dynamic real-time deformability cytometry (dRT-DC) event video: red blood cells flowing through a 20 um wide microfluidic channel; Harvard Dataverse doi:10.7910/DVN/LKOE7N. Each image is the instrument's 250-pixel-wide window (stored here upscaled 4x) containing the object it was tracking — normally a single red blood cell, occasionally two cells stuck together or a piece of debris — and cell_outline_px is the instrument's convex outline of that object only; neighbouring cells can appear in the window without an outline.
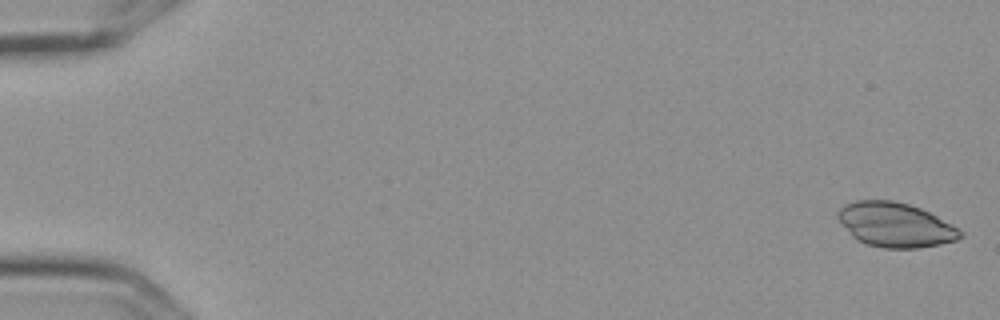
{"species": "Egyptian fruit bat (a non-hibernating species)", "species_latin": "Rousettus aegyptiacus", "temperature_condition": "cold", "stored_images_in_passage": 5, "camera_frame_rate_fps": 3000, "um_per_image_px": 0.085, "frame": {"image": 1, "passage_image": 1, "time_ms": 0.0, "image_size_px": [1000, 320], "cell_outline_px": [[964, 236], [956, 240], [940, 244], [916, 248], [884, 248], [864, 244], [856, 240], [852, 236], [836, 216], [836, 212], [844, 204], [856, 200], [892, 200], [908, 204], [920, 208], [952, 224], [964, 232]], "centroid_in_image_um": [76.09, 19.11], "position_along_channel_um": 8.9, "area_um2": 31.79}}
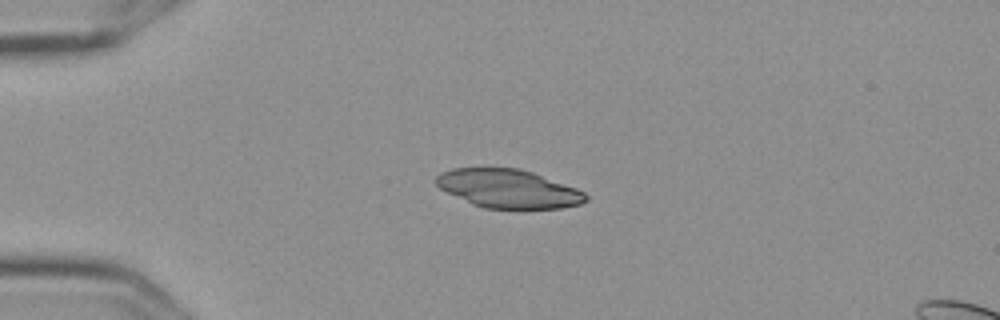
{"frame": {"image": 2, "passage_image": 4, "time_ms": 1.0, "image_size_px": [1000, 320], "cell_outline_px": [[588, 200], [580, 204], [560, 208], [520, 212], [484, 208], [472, 204], [440, 188], [436, 184], [436, 176], [440, 172], [452, 168], [520, 168], [532, 172], [576, 188], [584, 192], [588, 196]], "centroid_in_image_um": [43.24, 16.09], "position_along_channel_um": 41.8, "area_um2": 34.45}}